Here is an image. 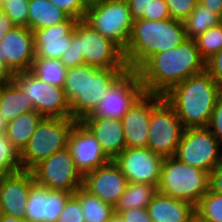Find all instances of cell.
Masks as SVG:
<instances>
[{"mask_svg": "<svg viewBox=\"0 0 222 222\" xmlns=\"http://www.w3.org/2000/svg\"><path fill=\"white\" fill-rule=\"evenodd\" d=\"M206 70L194 39L152 55L137 71L146 93L166 94L173 86Z\"/></svg>", "mask_w": 222, "mask_h": 222, "instance_id": "6da1fadb", "label": "cell"}, {"mask_svg": "<svg viewBox=\"0 0 222 222\" xmlns=\"http://www.w3.org/2000/svg\"><path fill=\"white\" fill-rule=\"evenodd\" d=\"M222 88L205 70L173 86L164 99L184 128L207 127Z\"/></svg>", "mask_w": 222, "mask_h": 222, "instance_id": "7a4b0ae2", "label": "cell"}, {"mask_svg": "<svg viewBox=\"0 0 222 222\" xmlns=\"http://www.w3.org/2000/svg\"><path fill=\"white\" fill-rule=\"evenodd\" d=\"M128 68H98L82 64L67 68L63 85L72 118L82 121L91 115L110 86Z\"/></svg>", "mask_w": 222, "mask_h": 222, "instance_id": "3957f363", "label": "cell"}, {"mask_svg": "<svg viewBox=\"0 0 222 222\" xmlns=\"http://www.w3.org/2000/svg\"><path fill=\"white\" fill-rule=\"evenodd\" d=\"M186 37L183 21L173 18L133 21L124 59L130 70H138L152 55L181 45Z\"/></svg>", "mask_w": 222, "mask_h": 222, "instance_id": "277c9868", "label": "cell"}, {"mask_svg": "<svg viewBox=\"0 0 222 222\" xmlns=\"http://www.w3.org/2000/svg\"><path fill=\"white\" fill-rule=\"evenodd\" d=\"M60 62L66 68L82 64L98 68H128L123 49L84 20L77 21L70 47L61 56Z\"/></svg>", "mask_w": 222, "mask_h": 222, "instance_id": "5b68a950", "label": "cell"}, {"mask_svg": "<svg viewBox=\"0 0 222 222\" xmlns=\"http://www.w3.org/2000/svg\"><path fill=\"white\" fill-rule=\"evenodd\" d=\"M210 174L181 162L176 157H165L157 190L173 198L196 205L209 190Z\"/></svg>", "mask_w": 222, "mask_h": 222, "instance_id": "8992f818", "label": "cell"}, {"mask_svg": "<svg viewBox=\"0 0 222 222\" xmlns=\"http://www.w3.org/2000/svg\"><path fill=\"white\" fill-rule=\"evenodd\" d=\"M75 122L73 118L44 117L19 153L21 169L31 171L41 161L65 149Z\"/></svg>", "mask_w": 222, "mask_h": 222, "instance_id": "52a82bcc", "label": "cell"}, {"mask_svg": "<svg viewBox=\"0 0 222 222\" xmlns=\"http://www.w3.org/2000/svg\"><path fill=\"white\" fill-rule=\"evenodd\" d=\"M83 20L123 50L126 48L134 21L127 1L95 0L88 4Z\"/></svg>", "mask_w": 222, "mask_h": 222, "instance_id": "ba28073f", "label": "cell"}, {"mask_svg": "<svg viewBox=\"0 0 222 222\" xmlns=\"http://www.w3.org/2000/svg\"><path fill=\"white\" fill-rule=\"evenodd\" d=\"M13 81L26 94L34 110L43 117L72 118L63 88L40 80L30 71L14 73Z\"/></svg>", "mask_w": 222, "mask_h": 222, "instance_id": "9c48e42d", "label": "cell"}, {"mask_svg": "<svg viewBox=\"0 0 222 222\" xmlns=\"http://www.w3.org/2000/svg\"><path fill=\"white\" fill-rule=\"evenodd\" d=\"M148 130L147 148L163 157L175 156L185 128L164 97L151 109Z\"/></svg>", "mask_w": 222, "mask_h": 222, "instance_id": "30bf717a", "label": "cell"}, {"mask_svg": "<svg viewBox=\"0 0 222 222\" xmlns=\"http://www.w3.org/2000/svg\"><path fill=\"white\" fill-rule=\"evenodd\" d=\"M221 146L207 127L186 128L174 157L210 174L222 161Z\"/></svg>", "mask_w": 222, "mask_h": 222, "instance_id": "8fae6325", "label": "cell"}, {"mask_svg": "<svg viewBox=\"0 0 222 222\" xmlns=\"http://www.w3.org/2000/svg\"><path fill=\"white\" fill-rule=\"evenodd\" d=\"M31 171L37 184L51 190L73 194L83 184V176L75 168L67 147L41 161Z\"/></svg>", "mask_w": 222, "mask_h": 222, "instance_id": "7c38bea8", "label": "cell"}, {"mask_svg": "<svg viewBox=\"0 0 222 222\" xmlns=\"http://www.w3.org/2000/svg\"><path fill=\"white\" fill-rule=\"evenodd\" d=\"M144 92L138 71L128 69L110 86L91 115L121 120Z\"/></svg>", "mask_w": 222, "mask_h": 222, "instance_id": "4fadbf2b", "label": "cell"}, {"mask_svg": "<svg viewBox=\"0 0 222 222\" xmlns=\"http://www.w3.org/2000/svg\"><path fill=\"white\" fill-rule=\"evenodd\" d=\"M164 159L149 148H126L113 161L128 182L157 186Z\"/></svg>", "mask_w": 222, "mask_h": 222, "instance_id": "5bb4252c", "label": "cell"}, {"mask_svg": "<svg viewBox=\"0 0 222 222\" xmlns=\"http://www.w3.org/2000/svg\"><path fill=\"white\" fill-rule=\"evenodd\" d=\"M67 148L74 160L75 168L82 176L111 161L96 136L82 121H76L70 130Z\"/></svg>", "mask_w": 222, "mask_h": 222, "instance_id": "9a60e30c", "label": "cell"}, {"mask_svg": "<svg viewBox=\"0 0 222 222\" xmlns=\"http://www.w3.org/2000/svg\"><path fill=\"white\" fill-rule=\"evenodd\" d=\"M162 97L144 92L123 116L126 148H147L151 109Z\"/></svg>", "mask_w": 222, "mask_h": 222, "instance_id": "2e32d148", "label": "cell"}, {"mask_svg": "<svg viewBox=\"0 0 222 222\" xmlns=\"http://www.w3.org/2000/svg\"><path fill=\"white\" fill-rule=\"evenodd\" d=\"M127 179L113 160L83 176L82 187L103 202L116 206L127 186Z\"/></svg>", "mask_w": 222, "mask_h": 222, "instance_id": "e0dca14e", "label": "cell"}, {"mask_svg": "<svg viewBox=\"0 0 222 222\" xmlns=\"http://www.w3.org/2000/svg\"><path fill=\"white\" fill-rule=\"evenodd\" d=\"M35 183L32 171L0 177V214L25 219L26 202L31 186Z\"/></svg>", "mask_w": 222, "mask_h": 222, "instance_id": "ac0fdd59", "label": "cell"}, {"mask_svg": "<svg viewBox=\"0 0 222 222\" xmlns=\"http://www.w3.org/2000/svg\"><path fill=\"white\" fill-rule=\"evenodd\" d=\"M71 193L51 190L36 182L31 186L26 202L27 222H57Z\"/></svg>", "mask_w": 222, "mask_h": 222, "instance_id": "d6986e66", "label": "cell"}, {"mask_svg": "<svg viewBox=\"0 0 222 222\" xmlns=\"http://www.w3.org/2000/svg\"><path fill=\"white\" fill-rule=\"evenodd\" d=\"M2 56L13 73L30 71L35 58L33 31L26 26H14L1 41Z\"/></svg>", "mask_w": 222, "mask_h": 222, "instance_id": "ffe728a7", "label": "cell"}, {"mask_svg": "<svg viewBox=\"0 0 222 222\" xmlns=\"http://www.w3.org/2000/svg\"><path fill=\"white\" fill-rule=\"evenodd\" d=\"M77 21L70 17L63 23L34 30L35 57L60 59L70 47Z\"/></svg>", "mask_w": 222, "mask_h": 222, "instance_id": "44dd1931", "label": "cell"}, {"mask_svg": "<svg viewBox=\"0 0 222 222\" xmlns=\"http://www.w3.org/2000/svg\"><path fill=\"white\" fill-rule=\"evenodd\" d=\"M82 122L93 132L110 160L126 149L121 120L87 116Z\"/></svg>", "mask_w": 222, "mask_h": 222, "instance_id": "7402d4cb", "label": "cell"}, {"mask_svg": "<svg viewBox=\"0 0 222 222\" xmlns=\"http://www.w3.org/2000/svg\"><path fill=\"white\" fill-rule=\"evenodd\" d=\"M147 211L152 222H188L196 213L193 203L158 191L147 206Z\"/></svg>", "mask_w": 222, "mask_h": 222, "instance_id": "603a6c76", "label": "cell"}, {"mask_svg": "<svg viewBox=\"0 0 222 222\" xmlns=\"http://www.w3.org/2000/svg\"><path fill=\"white\" fill-rule=\"evenodd\" d=\"M70 16L50 0H30L28 28L32 31L67 21Z\"/></svg>", "mask_w": 222, "mask_h": 222, "instance_id": "cb8c5ba5", "label": "cell"}, {"mask_svg": "<svg viewBox=\"0 0 222 222\" xmlns=\"http://www.w3.org/2000/svg\"><path fill=\"white\" fill-rule=\"evenodd\" d=\"M44 117L35 110L24 112L8 122L5 135L13 147L20 153L35 132Z\"/></svg>", "mask_w": 222, "mask_h": 222, "instance_id": "d4e9b609", "label": "cell"}, {"mask_svg": "<svg viewBox=\"0 0 222 222\" xmlns=\"http://www.w3.org/2000/svg\"><path fill=\"white\" fill-rule=\"evenodd\" d=\"M32 110V103L14 81L1 87L0 113L7 122Z\"/></svg>", "mask_w": 222, "mask_h": 222, "instance_id": "484cf974", "label": "cell"}, {"mask_svg": "<svg viewBox=\"0 0 222 222\" xmlns=\"http://www.w3.org/2000/svg\"><path fill=\"white\" fill-rule=\"evenodd\" d=\"M73 194L79 199L85 222H110L116 215L114 206L91 195L83 187Z\"/></svg>", "mask_w": 222, "mask_h": 222, "instance_id": "4316f807", "label": "cell"}, {"mask_svg": "<svg viewBox=\"0 0 222 222\" xmlns=\"http://www.w3.org/2000/svg\"><path fill=\"white\" fill-rule=\"evenodd\" d=\"M157 191V186L148 183L128 182L124 193L114 207L115 214L132 208H147Z\"/></svg>", "mask_w": 222, "mask_h": 222, "instance_id": "83f0119b", "label": "cell"}, {"mask_svg": "<svg viewBox=\"0 0 222 222\" xmlns=\"http://www.w3.org/2000/svg\"><path fill=\"white\" fill-rule=\"evenodd\" d=\"M188 39H196L207 29L216 26L222 19L212 10H208L200 2L197 3L195 9L183 21Z\"/></svg>", "mask_w": 222, "mask_h": 222, "instance_id": "f1b7e54d", "label": "cell"}, {"mask_svg": "<svg viewBox=\"0 0 222 222\" xmlns=\"http://www.w3.org/2000/svg\"><path fill=\"white\" fill-rule=\"evenodd\" d=\"M67 68L60 59L35 57L30 72L40 80L63 88Z\"/></svg>", "mask_w": 222, "mask_h": 222, "instance_id": "f546056e", "label": "cell"}, {"mask_svg": "<svg viewBox=\"0 0 222 222\" xmlns=\"http://www.w3.org/2000/svg\"><path fill=\"white\" fill-rule=\"evenodd\" d=\"M195 212L207 222H222V194L209 188L195 205Z\"/></svg>", "mask_w": 222, "mask_h": 222, "instance_id": "4dcf8cb0", "label": "cell"}, {"mask_svg": "<svg viewBox=\"0 0 222 222\" xmlns=\"http://www.w3.org/2000/svg\"><path fill=\"white\" fill-rule=\"evenodd\" d=\"M201 57L207 61L222 49V22L194 39Z\"/></svg>", "mask_w": 222, "mask_h": 222, "instance_id": "1f68e13d", "label": "cell"}, {"mask_svg": "<svg viewBox=\"0 0 222 222\" xmlns=\"http://www.w3.org/2000/svg\"><path fill=\"white\" fill-rule=\"evenodd\" d=\"M19 153L5 134H0V177L19 172Z\"/></svg>", "mask_w": 222, "mask_h": 222, "instance_id": "d6a6232c", "label": "cell"}, {"mask_svg": "<svg viewBox=\"0 0 222 222\" xmlns=\"http://www.w3.org/2000/svg\"><path fill=\"white\" fill-rule=\"evenodd\" d=\"M30 0H7L2 4V11L11 19L16 26L28 28Z\"/></svg>", "mask_w": 222, "mask_h": 222, "instance_id": "836d02e7", "label": "cell"}, {"mask_svg": "<svg viewBox=\"0 0 222 222\" xmlns=\"http://www.w3.org/2000/svg\"><path fill=\"white\" fill-rule=\"evenodd\" d=\"M57 222H85L79 199L71 194Z\"/></svg>", "mask_w": 222, "mask_h": 222, "instance_id": "e575fe53", "label": "cell"}, {"mask_svg": "<svg viewBox=\"0 0 222 222\" xmlns=\"http://www.w3.org/2000/svg\"><path fill=\"white\" fill-rule=\"evenodd\" d=\"M50 2L76 20L84 19L88 7L85 0H50Z\"/></svg>", "mask_w": 222, "mask_h": 222, "instance_id": "d590c367", "label": "cell"}, {"mask_svg": "<svg viewBox=\"0 0 222 222\" xmlns=\"http://www.w3.org/2000/svg\"><path fill=\"white\" fill-rule=\"evenodd\" d=\"M168 6L171 18L184 21L195 9L197 0H165Z\"/></svg>", "mask_w": 222, "mask_h": 222, "instance_id": "8d00e7d4", "label": "cell"}, {"mask_svg": "<svg viewBox=\"0 0 222 222\" xmlns=\"http://www.w3.org/2000/svg\"><path fill=\"white\" fill-rule=\"evenodd\" d=\"M169 18H171V15L165 0H153L144 7L142 19L159 21Z\"/></svg>", "mask_w": 222, "mask_h": 222, "instance_id": "74e56055", "label": "cell"}, {"mask_svg": "<svg viewBox=\"0 0 222 222\" xmlns=\"http://www.w3.org/2000/svg\"><path fill=\"white\" fill-rule=\"evenodd\" d=\"M207 128L217 137L222 145V94L217 99Z\"/></svg>", "mask_w": 222, "mask_h": 222, "instance_id": "f35d334b", "label": "cell"}, {"mask_svg": "<svg viewBox=\"0 0 222 222\" xmlns=\"http://www.w3.org/2000/svg\"><path fill=\"white\" fill-rule=\"evenodd\" d=\"M206 71L222 88V49L206 61Z\"/></svg>", "mask_w": 222, "mask_h": 222, "instance_id": "ab89813d", "label": "cell"}, {"mask_svg": "<svg viewBox=\"0 0 222 222\" xmlns=\"http://www.w3.org/2000/svg\"><path fill=\"white\" fill-rule=\"evenodd\" d=\"M117 215L123 222H152L147 208H132L121 211Z\"/></svg>", "mask_w": 222, "mask_h": 222, "instance_id": "60d3db41", "label": "cell"}, {"mask_svg": "<svg viewBox=\"0 0 222 222\" xmlns=\"http://www.w3.org/2000/svg\"><path fill=\"white\" fill-rule=\"evenodd\" d=\"M209 188L222 194V161L210 173Z\"/></svg>", "mask_w": 222, "mask_h": 222, "instance_id": "b9f144b4", "label": "cell"}, {"mask_svg": "<svg viewBox=\"0 0 222 222\" xmlns=\"http://www.w3.org/2000/svg\"><path fill=\"white\" fill-rule=\"evenodd\" d=\"M133 20L143 17L144 7L153 2V0H129L127 1Z\"/></svg>", "mask_w": 222, "mask_h": 222, "instance_id": "7bdbcfd3", "label": "cell"}, {"mask_svg": "<svg viewBox=\"0 0 222 222\" xmlns=\"http://www.w3.org/2000/svg\"><path fill=\"white\" fill-rule=\"evenodd\" d=\"M14 73L12 70L3 62L0 61V86H4L13 82Z\"/></svg>", "mask_w": 222, "mask_h": 222, "instance_id": "ee69618b", "label": "cell"}, {"mask_svg": "<svg viewBox=\"0 0 222 222\" xmlns=\"http://www.w3.org/2000/svg\"><path fill=\"white\" fill-rule=\"evenodd\" d=\"M15 25L11 19L3 12L0 11V43L3 37L9 32Z\"/></svg>", "mask_w": 222, "mask_h": 222, "instance_id": "f6af8a7d", "label": "cell"}, {"mask_svg": "<svg viewBox=\"0 0 222 222\" xmlns=\"http://www.w3.org/2000/svg\"><path fill=\"white\" fill-rule=\"evenodd\" d=\"M199 2L222 19V0H200Z\"/></svg>", "mask_w": 222, "mask_h": 222, "instance_id": "bcb514c9", "label": "cell"}, {"mask_svg": "<svg viewBox=\"0 0 222 222\" xmlns=\"http://www.w3.org/2000/svg\"><path fill=\"white\" fill-rule=\"evenodd\" d=\"M0 222H27V221L25 219H19L4 214H0Z\"/></svg>", "mask_w": 222, "mask_h": 222, "instance_id": "7dc6e473", "label": "cell"}, {"mask_svg": "<svg viewBox=\"0 0 222 222\" xmlns=\"http://www.w3.org/2000/svg\"><path fill=\"white\" fill-rule=\"evenodd\" d=\"M8 122L4 119V117L0 113V134H5L7 129Z\"/></svg>", "mask_w": 222, "mask_h": 222, "instance_id": "c3c4849f", "label": "cell"}, {"mask_svg": "<svg viewBox=\"0 0 222 222\" xmlns=\"http://www.w3.org/2000/svg\"><path fill=\"white\" fill-rule=\"evenodd\" d=\"M188 222H207V221L202 217H200L197 213H195Z\"/></svg>", "mask_w": 222, "mask_h": 222, "instance_id": "681fc988", "label": "cell"}, {"mask_svg": "<svg viewBox=\"0 0 222 222\" xmlns=\"http://www.w3.org/2000/svg\"><path fill=\"white\" fill-rule=\"evenodd\" d=\"M0 61L6 64V58L2 56V46L0 43Z\"/></svg>", "mask_w": 222, "mask_h": 222, "instance_id": "f907efd6", "label": "cell"}, {"mask_svg": "<svg viewBox=\"0 0 222 222\" xmlns=\"http://www.w3.org/2000/svg\"><path fill=\"white\" fill-rule=\"evenodd\" d=\"M110 222H123L119 217L118 215H115L111 220Z\"/></svg>", "mask_w": 222, "mask_h": 222, "instance_id": "816d5d0a", "label": "cell"}, {"mask_svg": "<svg viewBox=\"0 0 222 222\" xmlns=\"http://www.w3.org/2000/svg\"><path fill=\"white\" fill-rule=\"evenodd\" d=\"M88 4L93 3L95 0H85Z\"/></svg>", "mask_w": 222, "mask_h": 222, "instance_id": "f5cc1de1", "label": "cell"}, {"mask_svg": "<svg viewBox=\"0 0 222 222\" xmlns=\"http://www.w3.org/2000/svg\"><path fill=\"white\" fill-rule=\"evenodd\" d=\"M7 0H0V3L3 4L4 2H6Z\"/></svg>", "mask_w": 222, "mask_h": 222, "instance_id": "db71d44e", "label": "cell"}]
</instances>
